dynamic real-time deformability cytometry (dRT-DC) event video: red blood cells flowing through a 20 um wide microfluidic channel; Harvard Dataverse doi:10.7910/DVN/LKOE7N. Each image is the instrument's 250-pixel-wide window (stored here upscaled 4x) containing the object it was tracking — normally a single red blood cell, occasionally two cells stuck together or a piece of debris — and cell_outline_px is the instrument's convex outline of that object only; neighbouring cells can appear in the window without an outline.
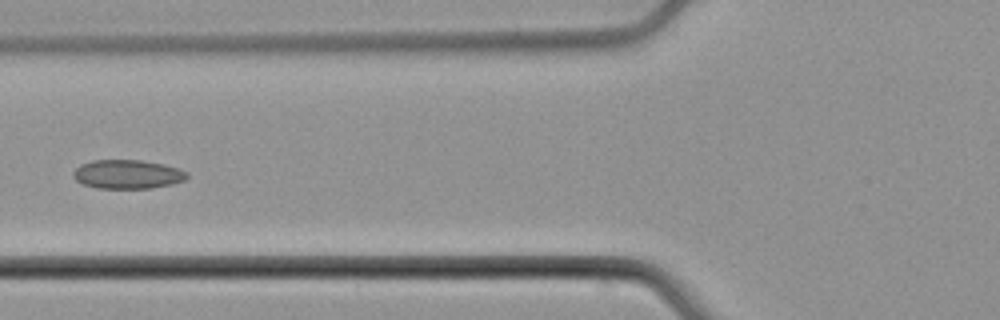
{"species": "common noctule bat (a hibernating species)", "species_latin": "Nyctalus noctula", "temperature_condition": "cold", "stored_images_in_passage": 5, "camera_frame_rate_fps": 3000, "um_per_image_px": 0.085, "animal": {"sex": "male", "body_mass_g": 21.5, "forearm_length_mm": 52.0}, "frame": {"image": 1, "passage_image": 5, "time_ms": 5.667, "image_size_px": [1000, 320], "cell_outline_px": [[188, 176], [184, 180], [172, 184], [148, 188], [96, 188], [84, 184], [76, 180], [72, 176], [72, 172], [80, 164], [92, 160], [140, 160], [164, 164], [188, 172]], "centroid_in_image_um": [10.81, 14.8], "position_along_channel_um": 115.0, "area_um2": 19.13}}